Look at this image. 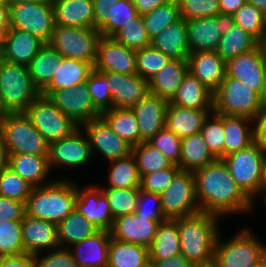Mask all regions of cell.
<instances>
[{"label": "cell", "instance_id": "obj_33", "mask_svg": "<svg viewBox=\"0 0 266 267\" xmlns=\"http://www.w3.org/2000/svg\"><path fill=\"white\" fill-rule=\"evenodd\" d=\"M170 102L185 108L213 110V92L187 72Z\"/></svg>", "mask_w": 266, "mask_h": 267}, {"label": "cell", "instance_id": "obj_68", "mask_svg": "<svg viewBox=\"0 0 266 267\" xmlns=\"http://www.w3.org/2000/svg\"><path fill=\"white\" fill-rule=\"evenodd\" d=\"M263 196V198L266 196V161L263 166L262 174L260 177L259 185L256 191V194L250 199L252 206L254 205V201L257 195Z\"/></svg>", "mask_w": 266, "mask_h": 267}, {"label": "cell", "instance_id": "obj_61", "mask_svg": "<svg viewBox=\"0 0 266 267\" xmlns=\"http://www.w3.org/2000/svg\"><path fill=\"white\" fill-rule=\"evenodd\" d=\"M119 0H93L94 28L99 29L106 22V15L110 5Z\"/></svg>", "mask_w": 266, "mask_h": 267}, {"label": "cell", "instance_id": "obj_31", "mask_svg": "<svg viewBox=\"0 0 266 267\" xmlns=\"http://www.w3.org/2000/svg\"><path fill=\"white\" fill-rule=\"evenodd\" d=\"M94 67L80 60L62 57L51 82L40 92L47 96L51 91L62 90L85 83Z\"/></svg>", "mask_w": 266, "mask_h": 267}, {"label": "cell", "instance_id": "obj_50", "mask_svg": "<svg viewBox=\"0 0 266 267\" xmlns=\"http://www.w3.org/2000/svg\"><path fill=\"white\" fill-rule=\"evenodd\" d=\"M112 38L133 50L151 46V39L147 34L144 26L142 15H138L135 19L119 29Z\"/></svg>", "mask_w": 266, "mask_h": 267}, {"label": "cell", "instance_id": "obj_1", "mask_svg": "<svg viewBox=\"0 0 266 267\" xmlns=\"http://www.w3.org/2000/svg\"><path fill=\"white\" fill-rule=\"evenodd\" d=\"M196 198L200 211L220 216L248 212L250 199L237 186L222 159L205 165L194 173Z\"/></svg>", "mask_w": 266, "mask_h": 267}, {"label": "cell", "instance_id": "obj_40", "mask_svg": "<svg viewBox=\"0 0 266 267\" xmlns=\"http://www.w3.org/2000/svg\"><path fill=\"white\" fill-rule=\"evenodd\" d=\"M62 56L45 44L27 65L33 85L41 92L52 80Z\"/></svg>", "mask_w": 266, "mask_h": 267}, {"label": "cell", "instance_id": "obj_59", "mask_svg": "<svg viewBox=\"0 0 266 267\" xmlns=\"http://www.w3.org/2000/svg\"><path fill=\"white\" fill-rule=\"evenodd\" d=\"M25 213V202L0 195V222L22 220Z\"/></svg>", "mask_w": 266, "mask_h": 267}, {"label": "cell", "instance_id": "obj_70", "mask_svg": "<svg viewBox=\"0 0 266 267\" xmlns=\"http://www.w3.org/2000/svg\"><path fill=\"white\" fill-rule=\"evenodd\" d=\"M246 2L255 5L263 14L266 15V0H246Z\"/></svg>", "mask_w": 266, "mask_h": 267}, {"label": "cell", "instance_id": "obj_63", "mask_svg": "<svg viewBox=\"0 0 266 267\" xmlns=\"http://www.w3.org/2000/svg\"><path fill=\"white\" fill-rule=\"evenodd\" d=\"M154 263L157 267H195V263L188 261L184 256L178 254L176 256L159 260L150 261Z\"/></svg>", "mask_w": 266, "mask_h": 267}, {"label": "cell", "instance_id": "obj_42", "mask_svg": "<svg viewBox=\"0 0 266 267\" xmlns=\"http://www.w3.org/2000/svg\"><path fill=\"white\" fill-rule=\"evenodd\" d=\"M107 187L112 188H140V175L137 163L132 154L127 157L109 161Z\"/></svg>", "mask_w": 266, "mask_h": 267}, {"label": "cell", "instance_id": "obj_4", "mask_svg": "<svg viewBox=\"0 0 266 267\" xmlns=\"http://www.w3.org/2000/svg\"><path fill=\"white\" fill-rule=\"evenodd\" d=\"M39 95L26 65L2 61L0 102L7 113L25 112Z\"/></svg>", "mask_w": 266, "mask_h": 267}, {"label": "cell", "instance_id": "obj_29", "mask_svg": "<svg viewBox=\"0 0 266 267\" xmlns=\"http://www.w3.org/2000/svg\"><path fill=\"white\" fill-rule=\"evenodd\" d=\"M55 25L94 27L93 0H52Z\"/></svg>", "mask_w": 266, "mask_h": 267}, {"label": "cell", "instance_id": "obj_56", "mask_svg": "<svg viewBox=\"0 0 266 267\" xmlns=\"http://www.w3.org/2000/svg\"><path fill=\"white\" fill-rule=\"evenodd\" d=\"M180 170L178 165L173 164L166 169L144 174L140 178V189L160 195Z\"/></svg>", "mask_w": 266, "mask_h": 267}, {"label": "cell", "instance_id": "obj_49", "mask_svg": "<svg viewBox=\"0 0 266 267\" xmlns=\"http://www.w3.org/2000/svg\"><path fill=\"white\" fill-rule=\"evenodd\" d=\"M235 25L251 34L258 42L266 32V15L255 5L245 3L233 14Z\"/></svg>", "mask_w": 266, "mask_h": 267}, {"label": "cell", "instance_id": "obj_8", "mask_svg": "<svg viewBox=\"0 0 266 267\" xmlns=\"http://www.w3.org/2000/svg\"><path fill=\"white\" fill-rule=\"evenodd\" d=\"M101 34L94 27H64L55 25L49 44L62 57L85 61L93 67Z\"/></svg>", "mask_w": 266, "mask_h": 267}, {"label": "cell", "instance_id": "obj_55", "mask_svg": "<svg viewBox=\"0 0 266 267\" xmlns=\"http://www.w3.org/2000/svg\"><path fill=\"white\" fill-rule=\"evenodd\" d=\"M181 18L192 20L220 13L219 0H176Z\"/></svg>", "mask_w": 266, "mask_h": 267}, {"label": "cell", "instance_id": "obj_46", "mask_svg": "<svg viewBox=\"0 0 266 267\" xmlns=\"http://www.w3.org/2000/svg\"><path fill=\"white\" fill-rule=\"evenodd\" d=\"M101 190L108 199L114 219L135 213L140 188L101 187Z\"/></svg>", "mask_w": 266, "mask_h": 267}, {"label": "cell", "instance_id": "obj_57", "mask_svg": "<svg viewBox=\"0 0 266 267\" xmlns=\"http://www.w3.org/2000/svg\"><path fill=\"white\" fill-rule=\"evenodd\" d=\"M149 202H152L153 204L150 205L151 203L149 204ZM135 213L138 216H145L148 217V219H153L155 221H165L167 219L163 215L160 195L142 189L139 190Z\"/></svg>", "mask_w": 266, "mask_h": 267}, {"label": "cell", "instance_id": "obj_36", "mask_svg": "<svg viewBox=\"0 0 266 267\" xmlns=\"http://www.w3.org/2000/svg\"><path fill=\"white\" fill-rule=\"evenodd\" d=\"M149 261V248L111 238L108 267H145Z\"/></svg>", "mask_w": 266, "mask_h": 267}, {"label": "cell", "instance_id": "obj_22", "mask_svg": "<svg viewBox=\"0 0 266 267\" xmlns=\"http://www.w3.org/2000/svg\"><path fill=\"white\" fill-rule=\"evenodd\" d=\"M109 84L113 107L131 108L149 94L148 80L136 74L102 72Z\"/></svg>", "mask_w": 266, "mask_h": 267}, {"label": "cell", "instance_id": "obj_65", "mask_svg": "<svg viewBox=\"0 0 266 267\" xmlns=\"http://www.w3.org/2000/svg\"><path fill=\"white\" fill-rule=\"evenodd\" d=\"M246 3V0H219L221 13L234 14Z\"/></svg>", "mask_w": 266, "mask_h": 267}, {"label": "cell", "instance_id": "obj_77", "mask_svg": "<svg viewBox=\"0 0 266 267\" xmlns=\"http://www.w3.org/2000/svg\"><path fill=\"white\" fill-rule=\"evenodd\" d=\"M145 267H157V266L154 263L149 261Z\"/></svg>", "mask_w": 266, "mask_h": 267}, {"label": "cell", "instance_id": "obj_66", "mask_svg": "<svg viewBox=\"0 0 266 267\" xmlns=\"http://www.w3.org/2000/svg\"><path fill=\"white\" fill-rule=\"evenodd\" d=\"M0 27H10V8L4 0H0Z\"/></svg>", "mask_w": 266, "mask_h": 267}, {"label": "cell", "instance_id": "obj_24", "mask_svg": "<svg viewBox=\"0 0 266 267\" xmlns=\"http://www.w3.org/2000/svg\"><path fill=\"white\" fill-rule=\"evenodd\" d=\"M188 72L195 76L213 93L226 75V62L216 51H198L187 58Z\"/></svg>", "mask_w": 266, "mask_h": 267}, {"label": "cell", "instance_id": "obj_78", "mask_svg": "<svg viewBox=\"0 0 266 267\" xmlns=\"http://www.w3.org/2000/svg\"><path fill=\"white\" fill-rule=\"evenodd\" d=\"M2 61H3V54L0 52V65H1Z\"/></svg>", "mask_w": 266, "mask_h": 267}, {"label": "cell", "instance_id": "obj_69", "mask_svg": "<svg viewBox=\"0 0 266 267\" xmlns=\"http://www.w3.org/2000/svg\"><path fill=\"white\" fill-rule=\"evenodd\" d=\"M10 27H0V52L2 53L5 47L8 29Z\"/></svg>", "mask_w": 266, "mask_h": 267}, {"label": "cell", "instance_id": "obj_44", "mask_svg": "<svg viewBox=\"0 0 266 267\" xmlns=\"http://www.w3.org/2000/svg\"><path fill=\"white\" fill-rule=\"evenodd\" d=\"M142 17L150 39L181 18L176 0H169L153 11L142 15Z\"/></svg>", "mask_w": 266, "mask_h": 267}, {"label": "cell", "instance_id": "obj_37", "mask_svg": "<svg viewBox=\"0 0 266 267\" xmlns=\"http://www.w3.org/2000/svg\"><path fill=\"white\" fill-rule=\"evenodd\" d=\"M215 160L201 133L182 138L181 157L178 164L181 170L194 173Z\"/></svg>", "mask_w": 266, "mask_h": 267}, {"label": "cell", "instance_id": "obj_25", "mask_svg": "<svg viewBox=\"0 0 266 267\" xmlns=\"http://www.w3.org/2000/svg\"><path fill=\"white\" fill-rule=\"evenodd\" d=\"M110 240V231L99 230L89 238L70 246L76 265L108 267Z\"/></svg>", "mask_w": 266, "mask_h": 267}, {"label": "cell", "instance_id": "obj_60", "mask_svg": "<svg viewBox=\"0 0 266 267\" xmlns=\"http://www.w3.org/2000/svg\"><path fill=\"white\" fill-rule=\"evenodd\" d=\"M254 142L266 154V108L254 119Z\"/></svg>", "mask_w": 266, "mask_h": 267}, {"label": "cell", "instance_id": "obj_76", "mask_svg": "<svg viewBox=\"0 0 266 267\" xmlns=\"http://www.w3.org/2000/svg\"><path fill=\"white\" fill-rule=\"evenodd\" d=\"M256 267H266V258L263 259Z\"/></svg>", "mask_w": 266, "mask_h": 267}, {"label": "cell", "instance_id": "obj_20", "mask_svg": "<svg viewBox=\"0 0 266 267\" xmlns=\"http://www.w3.org/2000/svg\"><path fill=\"white\" fill-rule=\"evenodd\" d=\"M75 209L98 229L111 230L114 218L108 199L102 192L101 187L90 185L81 190L77 185Z\"/></svg>", "mask_w": 266, "mask_h": 267}, {"label": "cell", "instance_id": "obj_35", "mask_svg": "<svg viewBox=\"0 0 266 267\" xmlns=\"http://www.w3.org/2000/svg\"><path fill=\"white\" fill-rule=\"evenodd\" d=\"M99 230L77 209H74L57 225L58 242L60 247L70 248L73 244L89 238Z\"/></svg>", "mask_w": 266, "mask_h": 267}, {"label": "cell", "instance_id": "obj_9", "mask_svg": "<svg viewBox=\"0 0 266 267\" xmlns=\"http://www.w3.org/2000/svg\"><path fill=\"white\" fill-rule=\"evenodd\" d=\"M242 192L251 199L257 191L266 154L255 142L222 158Z\"/></svg>", "mask_w": 266, "mask_h": 267}, {"label": "cell", "instance_id": "obj_67", "mask_svg": "<svg viewBox=\"0 0 266 267\" xmlns=\"http://www.w3.org/2000/svg\"><path fill=\"white\" fill-rule=\"evenodd\" d=\"M9 162V153L7 148L5 147V143L3 141L2 132L0 131V173L8 168Z\"/></svg>", "mask_w": 266, "mask_h": 267}, {"label": "cell", "instance_id": "obj_19", "mask_svg": "<svg viewBox=\"0 0 266 267\" xmlns=\"http://www.w3.org/2000/svg\"><path fill=\"white\" fill-rule=\"evenodd\" d=\"M161 222L136 213L123 215L114 219L111 238L150 248Z\"/></svg>", "mask_w": 266, "mask_h": 267}, {"label": "cell", "instance_id": "obj_17", "mask_svg": "<svg viewBox=\"0 0 266 267\" xmlns=\"http://www.w3.org/2000/svg\"><path fill=\"white\" fill-rule=\"evenodd\" d=\"M136 50L115 41L112 37L101 36L97 45L94 69L99 72L136 74Z\"/></svg>", "mask_w": 266, "mask_h": 267}, {"label": "cell", "instance_id": "obj_41", "mask_svg": "<svg viewBox=\"0 0 266 267\" xmlns=\"http://www.w3.org/2000/svg\"><path fill=\"white\" fill-rule=\"evenodd\" d=\"M258 41L241 27L235 25L231 31L222 35L217 54L225 61L246 53L258 46Z\"/></svg>", "mask_w": 266, "mask_h": 267}, {"label": "cell", "instance_id": "obj_47", "mask_svg": "<svg viewBox=\"0 0 266 267\" xmlns=\"http://www.w3.org/2000/svg\"><path fill=\"white\" fill-rule=\"evenodd\" d=\"M25 254L21 220L0 222V258Z\"/></svg>", "mask_w": 266, "mask_h": 267}, {"label": "cell", "instance_id": "obj_7", "mask_svg": "<svg viewBox=\"0 0 266 267\" xmlns=\"http://www.w3.org/2000/svg\"><path fill=\"white\" fill-rule=\"evenodd\" d=\"M262 108L257 92L227 75L213 93V113L216 115L246 116L254 120Z\"/></svg>", "mask_w": 266, "mask_h": 267}, {"label": "cell", "instance_id": "obj_43", "mask_svg": "<svg viewBox=\"0 0 266 267\" xmlns=\"http://www.w3.org/2000/svg\"><path fill=\"white\" fill-rule=\"evenodd\" d=\"M106 15V22L98 29L101 36L112 37L119 29L127 25L139 14L133 0H119L110 5Z\"/></svg>", "mask_w": 266, "mask_h": 267}, {"label": "cell", "instance_id": "obj_11", "mask_svg": "<svg viewBox=\"0 0 266 267\" xmlns=\"http://www.w3.org/2000/svg\"><path fill=\"white\" fill-rule=\"evenodd\" d=\"M34 127L50 144L70 136L79 126L44 95L40 94L25 111Z\"/></svg>", "mask_w": 266, "mask_h": 267}, {"label": "cell", "instance_id": "obj_26", "mask_svg": "<svg viewBox=\"0 0 266 267\" xmlns=\"http://www.w3.org/2000/svg\"><path fill=\"white\" fill-rule=\"evenodd\" d=\"M45 44L27 31L9 28L2 52L3 60L27 66Z\"/></svg>", "mask_w": 266, "mask_h": 267}, {"label": "cell", "instance_id": "obj_28", "mask_svg": "<svg viewBox=\"0 0 266 267\" xmlns=\"http://www.w3.org/2000/svg\"><path fill=\"white\" fill-rule=\"evenodd\" d=\"M212 112L213 110L180 107L169 101L166 110L165 127L182 139L200 133L204 120Z\"/></svg>", "mask_w": 266, "mask_h": 267}, {"label": "cell", "instance_id": "obj_13", "mask_svg": "<svg viewBox=\"0 0 266 267\" xmlns=\"http://www.w3.org/2000/svg\"><path fill=\"white\" fill-rule=\"evenodd\" d=\"M234 26L233 15L221 12L214 17L187 20L189 52L216 51L221 36Z\"/></svg>", "mask_w": 266, "mask_h": 267}, {"label": "cell", "instance_id": "obj_30", "mask_svg": "<svg viewBox=\"0 0 266 267\" xmlns=\"http://www.w3.org/2000/svg\"><path fill=\"white\" fill-rule=\"evenodd\" d=\"M188 72L187 59H170L149 81V93L171 101Z\"/></svg>", "mask_w": 266, "mask_h": 267}, {"label": "cell", "instance_id": "obj_2", "mask_svg": "<svg viewBox=\"0 0 266 267\" xmlns=\"http://www.w3.org/2000/svg\"><path fill=\"white\" fill-rule=\"evenodd\" d=\"M174 220L178 223L180 254L195 264L212 260L220 235L217 228L219 216L199 212Z\"/></svg>", "mask_w": 266, "mask_h": 267}, {"label": "cell", "instance_id": "obj_74", "mask_svg": "<svg viewBox=\"0 0 266 267\" xmlns=\"http://www.w3.org/2000/svg\"><path fill=\"white\" fill-rule=\"evenodd\" d=\"M9 6L15 4H21L25 2L39 1V0H4Z\"/></svg>", "mask_w": 266, "mask_h": 267}, {"label": "cell", "instance_id": "obj_27", "mask_svg": "<svg viewBox=\"0 0 266 267\" xmlns=\"http://www.w3.org/2000/svg\"><path fill=\"white\" fill-rule=\"evenodd\" d=\"M151 46L170 59H187L189 52L187 20L178 19L151 39Z\"/></svg>", "mask_w": 266, "mask_h": 267}, {"label": "cell", "instance_id": "obj_48", "mask_svg": "<svg viewBox=\"0 0 266 267\" xmlns=\"http://www.w3.org/2000/svg\"><path fill=\"white\" fill-rule=\"evenodd\" d=\"M209 151L216 159L224 157V115L213 112L204 120L200 132Z\"/></svg>", "mask_w": 266, "mask_h": 267}, {"label": "cell", "instance_id": "obj_52", "mask_svg": "<svg viewBox=\"0 0 266 267\" xmlns=\"http://www.w3.org/2000/svg\"><path fill=\"white\" fill-rule=\"evenodd\" d=\"M169 60L168 56L152 46L141 48L136 53L137 74L149 81Z\"/></svg>", "mask_w": 266, "mask_h": 267}, {"label": "cell", "instance_id": "obj_16", "mask_svg": "<svg viewBox=\"0 0 266 267\" xmlns=\"http://www.w3.org/2000/svg\"><path fill=\"white\" fill-rule=\"evenodd\" d=\"M83 132L79 127L70 136L49 144L50 170L56 165L74 168L88 163L92 152L87 135Z\"/></svg>", "mask_w": 266, "mask_h": 267}, {"label": "cell", "instance_id": "obj_53", "mask_svg": "<svg viewBox=\"0 0 266 267\" xmlns=\"http://www.w3.org/2000/svg\"><path fill=\"white\" fill-rule=\"evenodd\" d=\"M86 83L93 105L100 113L113 108L107 77L102 72L93 69Z\"/></svg>", "mask_w": 266, "mask_h": 267}, {"label": "cell", "instance_id": "obj_54", "mask_svg": "<svg viewBox=\"0 0 266 267\" xmlns=\"http://www.w3.org/2000/svg\"><path fill=\"white\" fill-rule=\"evenodd\" d=\"M181 138L166 127L151 137L147 143L160 150L172 164L178 165L181 157Z\"/></svg>", "mask_w": 266, "mask_h": 267}, {"label": "cell", "instance_id": "obj_62", "mask_svg": "<svg viewBox=\"0 0 266 267\" xmlns=\"http://www.w3.org/2000/svg\"><path fill=\"white\" fill-rule=\"evenodd\" d=\"M0 267H36L35 256L22 254L0 258Z\"/></svg>", "mask_w": 266, "mask_h": 267}, {"label": "cell", "instance_id": "obj_38", "mask_svg": "<svg viewBox=\"0 0 266 267\" xmlns=\"http://www.w3.org/2000/svg\"><path fill=\"white\" fill-rule=\"evenodd\" d=\"M178 254H180L178 223L174 219H166L159 224L149 248L150 261H159Z\"/></svg>", "mask_w": 266, "mask_h": 267}, {"label": "cell", "instance_id": "obj_58", "mask_svg": "<svg viewBox=\"0 0 266 267\" xmlns=\"http://www.w3.org/2000/svg\"><path fill=\"white\" fill-rule=\"evenodd\" d=\"M36 267H76V262L69 248L59 247L51 252L35 256Z\"/></svg>", "mask_w": 266, "mask_h": 267}, {"label": "cell", "instance_id": "obj_75", "mask_svg": "<svg viewBox=\"0 0 266 267\" xmlns=\"http://www.w3.org/2000/svg\"><path fill=\"white\" fill-rule=\"evenodd\" d=\"M6 113H7V112H6L5 109L2 107L1 102H0V121L5 117Z\"/></svg>", "mask_w": 266, "mask_h": 267}, {"label": "cell", "instance_id": "obj_23", "mask_svg": "<svg viewBox=\"0 0 266 267\" xmlns=\"http://www.w3.org/2000/svg\"><path fill=\"white\" fill-rule=\"evenodd\" d=\"M168 103L164 98L149 93L131 107L139 125L140 143L147 142L165 127Z\"/></svg>", "mask_w": 266, "mask_h": 267}, {"label": "cell", "instance_id": "obj_72", "mask_svg": "<svg viewBox=\"0 0 266 267\" xmlns=\"http://www.w3.org/2000/svg\"><path fill=\"white\" fill-rule=\"evenodd\" d=\"M261 99V104L263 108H266V71H265V76H264V86H263V91L260 95Z\"/></svg>", "mask_w": 266, "mask_h": 267}, {"label": "cell", "instance_id": "obj_51", "mask_svg": "<svg viewBox=\"0 0 266 267\" xmlns=\"http://www.w3.org/2000/svg\"><path fill=\"white\" fill-rule=\"evenodd\" d=\"M33 186L9 167L0 173V195L21 202L27 201Z\"/></svg>", "mask_w": 266, "mask_h": 267}, {"label": "cell", "instance_id": "obj_10", "mask_svg": "<svg viewBox=\"0 0 266 267\" xmlns=\"http://www.w3.org/2000/svg\"><path fill=\"white\" fill-rule=\"evenodd\" d=\"M10 28L27 31L48 43L55 28L52 0L10 5Z\"/></svg>", "mask_w": 266, "mask_h": 267}, {"label": "cell", "instance_id": "obj_34", "mask_svg": "<svg viewBox=\"0 0 266 267\" xmlns=\"http://www.w3.org/2000/svg\"><path fill=\"white\" fill-rule=\"evenodd\" d=\"M253 121L246 116L224 115V156L244 149L254 142Z\"/></svg>", "mask_w": 266, "mask_h": 267}, {"label": "cell", "instance_id": "obj_32", "mask_svg": "<svg viewBox=\"0 0 266 267\" xmlns=\"http://www.w3.org/2000/svg\"><path fill=\"white\" fill-rule=\"evenodd\" d=\"M8 167L33 187L47 185L54 181L46 180L50 173L48 156L9 154Z\"/></svg>", "mask_w": 266, "mask_h": 267}, {"label": "cell", "instance_id": "obj_15", "mask_svg": "<svg viewBox=\"0 0 266 267\" xmlns=\"http://www.w3.org/2000/svg\"><path fill=\"white\" fill-rule=\"evenodd\" d=\"M87 135L92 155L98 150L107 161L132 154V146L119 137L100 116L80 126Z\"/></svg>", "mask_w": 266, "mask_h": 267}, {"label": "cell", "instance_id": "obj_6", "mask_svg": "<svg viewBox=\"0 0 266 267\" xmlns=\"http://www.w3.org/2000/svg\"><path fill=\"white\" fill-rule=\"evenodd\" d=\"M218 235L213 259L218 267H256L266 258V244H263L247 228L222 242Z\"/></svg>", "mask_w": 266, "mask_h": 267}, {"label": "cell", "instance_id": "obj_5", "mask_svg": "<svg viewBox=\"0 0 266 267\" xmlns=\"http://www.w3.org/2000/svg\"><path fill=\"white\" fill-rule=\"evenodd\" d=\"M0 131L9 154L49 155V143L25 112L6 113Z\"/></svg>", "mask_w": 266, "mask_h": 267}, {"label": "cell", "instance_id": "obj_80", "mask_svg": "<svg viewBox=\"0 0 266 267\" xmlns=\"http://www.w3.org/2000/svg\"><path fill=\"white\" fill-rule=\"evenodd\" d=\"M263 200H264V202H265L264 204H266V196L263 198Z\"/></svg>", "mask_w": 266, "mask_h": 267}, {"label": "cell", "instance_id": "obj_12", "mask_svg": "<svg viewBox=\"0 0 266 267\" xmlns=\"http://www.w3.org/2000/svg\"><path fill=\"white\" fill-rule=\"evenodd\" d=\"M163 215L167 219L190 216L201 212L196 198L195 177L180 170L170 185L160 194Z\"/></svg>", "mask_w": 266, "mask_h": 267}, {"label": "cell", "instance_id": "obj_21", "mask_svg": "<svg viewBox=\"0 0 266 267\" xmlns=\"http://www.w3.org/2000/svg\"><path fill=\"white\" fill-rule=\"evenodd\" d=\"M22 223V240L26 254L37 256L41 252L59 248L57 225L25 213Z\"/></svg>", "mask_w": 266, "mask_h": 267}, {"label": "cell", "instance_id": "obj_73", "mask_svg": "<svg viewBox=\"0 0 266 267\" xmlns=\"http://www.w3.org/2000/svg\"><path fill=\"white\" fill-rule=\"evenodd\" d=\"M195 267H218V264L214 259L196 264Z\"/></svg>", "mask_w": 266, "mask_h": 267}, {"label": "cell", "instance_id": "obj_64", "mask_svg": "<svg viewBox=\"0 0 266 267\" xmlns=\"http://www.w3.org/2000/svg\"><path fill=\"white\" fill-rule=\"evenodd\" d=\"M169 0H133L139 15H144L165 4Z\"/></svg>", "mask_w": 266, "mask_h": 267}, {"label": "cell", "instance_id": "obj_14", "mask_svg": "<svg viewBox=\"0 0 266 267\" xmlns=\"http://www.w3.org/2000/svg\"><path fill=\"white\" fill-rule=\"evenodd\" d=\"M46 97L79 127L101 116L93 105L86 82L74 87L51 91Z\"/></svg>", "mask_w": 266, "mask_h": 267}, {"label": "cell", "instance_id": "obj_71", "mask_svg": "<svg viewBox=\"0 0 266 267\" xmlns=\"http://www.w3.org/2000/svg\"><path fill=\"white\" fill-rule=\"evenodd\" d=\"M258 45H259V47H260V49L262 51L264 59L266 60V32L262 36V38L259 41Z\"/></svg>", "mask_w": 266, "mask_h": 267}, {"label": "cell", "instance_id": "obj_39", "mask_svg": "<svg viewBox=\"0 0 266 267\" xmlns=\"http://www.w3.org/2000/svg\"><path fill=\"white\" fill-rule=\"evenodd\" d=\"M111 129L132 147L140 144V130L131 108L113 107L101 113Z\"/></svg>", "mask_w": 266, "mask_h": 267}, {"label": "cell", "instance_id": "obj_45", "mask_svg": "<svg viewBox=\"0 0 266 267\" xmlns=\"http://www.w3.org/2000/svg\"><path fill=\"white\" fill-rule=\"evenodd\" d=\"M132 155L136 160L140 177L173 165L160 150L153 148L147 142H141L132 147Z\"/></svg>", "mask_w": 266, "mask_h": 267}, {"label": "cell", "instance_id": "obj_3", "mask_svg": "<svg viewBox=\"0 0 266 267\" xmlns=\"http://www.w3.org/2000/svg\"><path fill=\"white\" fill-rule=\"evenodd\" d=\"M56 179L50 184L33 187L25 203L26 214L58 225L75 209L77 184Z\"/></svg>", "mask_w": 266, "mask_h": 267}, {"label": "cell", "instance_id": "obj_18", "mask_svg": "<svg viewBox=\"0 0 266 267\" xmlns=\"http://www.w3.org/2000/svg\"><path fill=\"white\" fill-rule=\"evenodd\" d=\"M266 60L259 45L226 62V75L239 80L261 95L264 86Z\"/></svg>", "mask_w": 266, "mask_h": 267}, {"label": "cell", "instance_id": "obj_79", "mask_svg": "<svg viewBox=\"0 0 266 267\" xmlns=\"http://www.w3.org/2000/svg\"><path fill=\"white\" fill-rule=\"evenodd\" d=\"M76 267H99V266H76Z\"/></svg>", "mask_w": 266, "mask_h": 267}]
</instances>
